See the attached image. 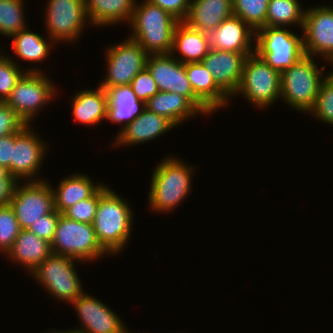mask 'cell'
I'll use <instances>...</instances> for the list:
<instances>
[{
  "mask_svg": "<svg viewBox=\"0 0 333 333\" xmlns=\"http://www.w3.org/2000/svg\"><path fill=\"white\" fill-rule=\"evenodd\" d=\"M233 15L232 0H191L183 22L192 29L209 34Z\"/></svg>",
  "mask_w": 333,
  "mask_h": 333,
  "instance_id": "ffe728a7",
  "label": "cell"
},
{
  "mask_svg": "<svg viewBox=\"0 0 333 333\" xmlns=\"http://www.w3.org/2000/svg\"><path fill=\"white\" fill-rule=\"evenodd\" d=\"M176 156H165L153 170L147 203L152 211L170 213L191 193L193 173L190 166Z\"/></svg>",
  "mask_w": 333,
  "mask_h": 333,
  "instance_id": "7a4b0ae2",
  "label": "cell"
},
{
  "mask_svg": "<svg viewBox=\"0 0 333 333\" xmlns=\"http://www.w3.org/2000/svg\"><path fill=\"white\" fill-rule=\"evenodd\" d=\"M79 260L51 254L30 273L55 300L72 303L84 291L75 267Z\"/></svg>",
  "mask_w": 333,
  "mask_h": 333,
  "instance_id": "52a82bcc",
  "label": "cell"
},
{
  "mask_svg": "<svg viewBox=\"0 0 333 333\" xmlns=\"http://www.w3.org/2000/svg\"><path fill=\"white\" fill-rule=\"evenodd\" d=\"M53 254L90 262L108 253L99 244L93 224L77 222L60 214L53 241Z\"/></svg>",
  "mask_w": 333,
  "mask_h": 333,
  "instance_id": "8992f818",
  "label": "cell"
},
{
  "mask_svg": "<svg viewBox=\"0 0 333 333\" xmlns=\"http://www.w3.org/2000/svg\"><path fill=\"white\" fill-rule=\"evenodd\" d=\"M13 134L0 137V167H3L11 174Z\"/></svg>",
  "mask_w": 333,
  "mask_h": 333,
  "instance_id": "b9f144b4",
  "label": "cell"
},
{
  "mask_svg": "<svg viewBox=\"0 0 333 333\" xmlns=\"http://www.w3.org/2000/svg\"><path fill=\"white\" fill-rule=\"evenodd\" d=\"M27 124L5 102L0 101V137L21 131Z\"/></svg>",
  "mask_w": 333,
  "mask_h": 333,
  "instance_id": "74e56055",
  "label": "cell"
},
{
  "mask_svg": "<svg viewBox=\"0 0 333 333\" xmlns=\"http://www.w3.org/2000/svg\"><path fill=\"white\" fill-rule=\"evenodd\" d=\"M90 293H82L71 305L75 308L81 326L78 333H130L125 323L104 302ZM132 333V332H131Z\"/></svg>",
  "mask_w": 333,
  "mask_h": 333,
  "instance_id": "2e32d148",
  "label": "cell"
},
{
  "mask_svg": "<svg viewBox=\"0 0 333 333\" xmlns=\"http://www.w3.org/2000/svg\"><path fill=\"white\" fill-rule=\"evenodd\" d=\"M280 73L255 53L244 63L240 84L233 95L243 96L254 107L267 108L280 100Z\"/></svg>",
  "mask_w": 333,
  "mask_h": 333,
  "instance_id": "ba28073f",
  "label": "cell"
},
{
  "mask_svg": "<svg viewBox=\"0 0 333 333\" xmlns=\"http://www.w3.org/2000/svg\"><path fill=\"white\" fill-rule=\"evenodd\" d=\"M254 53L280 74L305 56L303 36L289 27L263 26L255 31Z\"/></svg>",
  "mask_w": 333,
  "mask_h": 333,
  "instance_id": "5b68a950",
  "label": "cell"
},
{
  "mask_svg": "<svg viewBox=\"0 0 333 333\" xmlns=\"http://www.w3.org/2000/svg\"><path fill=\"white\" fill-rule=\"evenodd\" d=\"M174 127L176 126L165 117L145 108L137 118L118 132L116 140L112 143V148L139 145V143L156 140Z\"/></svg>",
  "mask_w": 333,
  "mask_h": 333,
  "instance_id": "ac0fdd59",
  "label": "cell"
},
{
  "mask_svg": "<svg viewBox=\"0 0 333 333\" xmlns=\"http://www.w3.org/2000/svg\"><path fill=\"white\" fill-rule=\"evenodd\" d=\"M299 0H270L266 14V26L290 27L302 29L305 9Z\"/></svg>",
  "mask_w": 333,
  "mask_h": 333,
  "instance_id": "f546056e",
  "label": "cell"
},
{
  "mask_svg": "<svg viewBox=\"0 0 333 333\" xmlns=\"http://www.w3.org/2000/svg\"><path fill=\"white\" fill-rule=\"evenodd\" d=\"M107 73L98 84L105 90L117 86L130 85L132 79L146 67L148 53L131 38L119 44L107 46Z\"/></svg>",
  "mask_w": 333,
  "mask_h": 333,
  "instance_id": "8fae6325",
  "label": "cell"
},
{
  "mask_svg": "<svg viewBox=\"0 0 333 333\" xmlns=\"http://www.w3.org/2000/svg\"><path fill=\"white\" fill-rule=\"evenodd\" d=\"M315 58L305 55L280 75V98H283L290 108L303 114H309L313 108L321 84L328 76L323 73L326 66L319 68Z\"/></svg>",
  "mask_w": 333,
  "mask_h": 333,
  "instance_id": "277c9868",
  "label": "cell"
},
{
  "mask_svg": "<svg viewBox=\"0 0 333 333\" xmlns=\"http://www.w3.org/2000/svg\"><path fill=\"white\" fill-rule=\"evenodd\" d=\"M18 182L7 169L0 167V206L11 203Z\"/></svg>",
  "mask_w": 333,
  "mask_h": 333,
  "instance_id": "60d3db41",
  "label": "cell"
},
{
  "mask_svg": "<svg viewBox=\"0 0 333 333\" xmlns=\"http://www.w3.org/2000/svg\"><path fill=\"white\" fill-rule=\"evenodd\" d=\"M148 110L165 117L176 127L188 118L202 113L184 96L166 91H158L145 102Z\"/></svg>",
  "mask_w": 333,
  "mask_h": 333,
  "instance_id": "4316f807",
  "label": "cell"
},
{
  "mask_svg": "<svg viewBox=\"0 0 333 333\" xmlns=\"http://www.w3.org/2000/svg\"><path fill=\"white\" fill-rule=\"evenodd\" d=\"M301 30L305 55H319L330 64L333 61V7L324 4L308 7Z\"/></svg>",
  "mask_w": 333,
  "mask_h": 333,
  "instance_id": "9a60e30c",
  "label": "cell"
},
{
  "mask_svg": "<svg viewBox=\"0 0 333 333\" xmlns=\"http://www.w3.org/2000/svg\"><path fill=\"white\" fill-rule=\"evenodd\" d=\"M270 0H232L233 14L242 19L252 30L266 26Z\"/></svg>",
  "mask_w": 333,
  "mask_h": 333,
  "instance_id": "1f68e13d",
  "label": "cell"
},
{
  "mask_svg": "<svg viewBox=\"0 0 333 333\" xmlns=\"http://www.w3.org/2000/svg\"><path fill=\"white\" fill-rule=\"evenodd\" d=\"M46 333H78V332L70 329L68 331L65 330L63 332H62V330H55V331L52 330V331H49V332H46Z\"/></svg>",
  "mask_w": 333,
  "mask_h": 333,
  "instance_id": "7bdbcfd3",
  "label": "cell"
},
{
  "mask_svg": "<svg viewBox=\"0 0 333 333\" xmlns=\"http://www.w3.org/2000/svg\"><path fill=\"white\" fill-rule=\"evenodd\" d=\"M12 40V51L20 60L28 62H42L46 60L51 51V44L55 43L49 38L43 37L41 34L30 31L29 28L20 30L18 33L10 37ZM49 40V41H48Z\"/></svg>",
  "mask_w": 333,
  "mask_h": 333,
  "instance_id": "f1b7e54d",
  "label": "cell"
},
{
  "mask_svg": "<svg viewBox=\"0 0 333 333\" xmlns=\"http://www.w3.org/2000/svg\"><path fill=\"white\" fill-rule=\"evenodd\" d=\"M55 84L43 72H26L17 82L5 103L29 125L42 108L57 95Z\"/></svg>",
  "mask_w": 333,
  "mask_h": 333,
  "instance_id": "9c48e42d",
  "label": "cell"
},
{
  "mask_svg": "<svg viewBox=\"0 0 333 333\" xmlns=\"http://www.w3.org/2000/svg\"><path fill=\"white\" fill-rule=\"evenodd\" d=\"M44 20L46 34L54 43L78 41L82 36L87 17L85 0H48ZM88 21V22H87Z\"/></svg>",
  "mask_w": 333,
  "mask_h": 333,
  "instance_id": "30bf717a",
  "label": "cell"
},
{
  "mask_svg": "<svg viewBox=\"0 0 333 333\" xmlns=\"http://www.w3.org/2000/svg\"><path fill=\"white\" fill-rule=\"evenodd\" d=\"M253 53L211 48L202 63L212 74L217 86L231 99L240 84L244 63Z\"/></svg>",
  "mask_w": 333,
  "mask_h": 333,
  "instance_id": "e0dca14e",
  "label": "cell"
},
{
  "mask_svg": "<svg viewBox=\"0 0 333 333\" xmlns=\"http://www.w3.org/2000/svg\"><path fill=\"white\" fill-rule=\"evenodd\" d=\"M99 201V189L90 197L66 209L62 214L77 222L92 224Z\"/></svg>",
  "mask_w": 333,
  "mask_h": 333,
  "instance_id": "d590c367",
  "label": "cell"
},
{
  "mask_svg": "<svg viewBox=\"0 0 333 333\" xmlns=\"http://www.w3.org/2000/svg\"><path fill=\"white\" fill-rule=\"evenodd\" d=\"M309 113L319 121L333 126V76L330 73L322 82L314 106Z\"/></svg>",
  "mask_w": 333,
  "mask_h": 333,
  "instance_id": "836d02e7",
  "label": "cell"
},
{
  "mask_svg": "<svg viewBox=\"0 0 333 333\" xmlns=\"http://www.w3.org/2000/svg\"><path fill=\"white\" fill-rule=\"evenodd\" d=\"M210 48L231 52H254L255 31L238 16L225 19L209 33Z\"/></svg>",
  "mask_w": 333,
  "mask_h": 333,
  "instance_id": "d6986e66",
  "label": "cell"
},
{
  "mask_svg": "<svg viewBox=\"0 0 333 333\" xmlns=\"http://www.w3.org/2000/svg\"><path fill=\"white\" fill-rule=\"evenodd\" d=\"M328 65H330V66L332 65V67H333V61H332L330 64H328ZM332 69H333V68H332ZM332 69H331L330 74L333 76V72H332L333 70H332Z\"/></svg>",
  "mask_w": 333,
  "mask_h": 333,
  "instance_id": "ee69618b",
  "label": "cell"
},
{
  "mask_svg": "<svg viewBox=\"0 0 333 333\" xmlns=\"http://www.w3.org/2000/svg\"><path fill=\"white\" fill-rule=\"evenodd\" d=\"M180 21L169 12L149 1H136L129 23L131 35L149 54H169L173 46V33Z\"/></svg>",
  "mask_w": 333,
  "mask_h": 333,
  "instance_id": "3957f363",
  "label": "cell"
},
{
  "mask_svg": "<svg viewBox=\"0 0 333 333\" xmlns=\"http://www.w3.org/2000/svg\"><path fill=\"white\" fill-rule=\"evenodd\" d=\"M51 254V243L37 237L28 229H21L12 247L4 256L12 263L21 264L27 269L26 272L31 273Z\"/></svg>",
  "mask_w": 333,
  "mask_h": 333,
  "instance_id": "44dd1931",
  "label": "cell"
},
{
  "mask_svg": "<svg viewBox=\"0 0 333 333\" xmlns=\"http://www.w3.org/2000/svg\"><path fill=\"white\" fill-rule=\"evenodd\" d=\"M136 0H85L88 24L107 27L122 22L130 23ZM121 22V23H120Z\"/></svg>",
  "mask_w": 333,
  "mask_h": 333,
  "instance_id": "83f0119b",
  "label": "cell"
},
{
  "mask_svg": "<svg viewBox=\"0 0 333 333\" xmlns=\"http://www.w3.org/2000/svg\"><path fill=\"white\" fill-rule=\"evenodd\" d=\"M151 4L159 6L169 12L177 20L184 21L189 12L191 0H147Z\"/></svg>",
  "mask_w": 333,
  "mask_h": 333,
  "instance_id": "ab89813d",
  "label": "cell"
},
{
  "mask_svg": "<svg viewBox=\"0 0 333 333\" xmlns=\"http://www.w3.org/2000/svg\"><path fill=\"white\" fill-rule=\"evenodd\" d=\"M59 216L60 213L54 210L52 213L40 217V219L33 223L28 230L33 232L37 237L45 239L51 243L55 236Z\"/></svg>",
  "mask_w": 333,
  "mask_h": 333,
  "instance_id": "f35d334b",
  "label": "cell"
},
{
  "mask_svg": "<svg viewBox=\"0 0 333 333\" xmlns=\"http://www.w3.org/2000/svg\"><path fill=\"white\" fill-rule=\"evenodd\" d=\"M210 49L209 34L192 29L183 21L176 25L171 54L177 60L183 64L202 62ZM177 51L181 57L176 55Z\"/></svg>",
  "mask_w": 333,
  "mask_h": 333,
  "instance_id": "603a6c76",
  "label": "cell"
},
{
  "mask_svg": "<svg viewBox=\"0 0 333 333\" xmlns=\"http://www.w3.org/2000/svg\"><path fill=\"white\" fill-rule=\"evenodd\" d=\"M10 205L14 209L20 228L28 229L40 217L55 210L54 195L50 182L46 179L26 181V183L19 181Z\"/></svg>",
  "mask_w": 333,
  "mask_h": 333,
  "instance_id": "7c38bea8",
  "label": "cell"
},
{
  "mask_svg": "<svg viewBox=\"0 0 333 333\" xmlns=\"http://www.w3.org/2000/svg\"><path fill=\"white\" fill-rule=\"evenodd\" d=\"M130 86L137 98L146 102L159 90L151 72L145 67L131 81Z\"/></svg>",
  "mask_w": 333,
  "mask_h": 333,
  "instance_id": "8d00e7d4",
  "label": "cell"
},
{
  "mask_svg": "<svg viewBox=\"0 0 333 333\" xmlns=\"http://www.w3.org/2000/svg\"><path fill=\"white\" fill-rule=\"evenodd\" d=\"M20 231L13 207L10 204L0 206V253L8 252Z\"/></svg>",
  "mask_w": 333,
  "mask_h": 333,
  "instance_id": "e575fe53",
  "label": "cell"
},
{
  "mask_svg": "<svg viewBox=\"0 0 333 333\" xmlns=\"http://www.w3.org/2000/svg\"><path fill=\"white\" fill-rule=\"evenodd\" d=\"M185 72L195 96L212 112L226 108L230 99L215 83L202 62L186 63Z\"/></svg>",
  "mask_w": 333,
  "mask_h": 333,
  "instance_id": "7402d4cb",
  "label": "cell"
},
{
  "mask_svg": "<svg viewBox=\"0 0 333 333\" xmlns=\"http://www.w3.org/2000/svg\"><path fill=\"white\" fill-rule=\"evenodd\" d=\"M146 67L159 91L174 92L186 97L203 115L212 112L195 96L185 72V64L169 54L148 55Z\"/></svg>",
  "mask_w": 333,
  "mask_h": 333,
  "instance_id": "4fadbf2b",
  "label": "cell"
},
{
  "mask_svg": "<svg viewBox=\"0 0 333 333\" xmlns=\"http://www.w3.org/2000/svg\"><path fill=\"white\" fill-rule=\"evenodd\" d=\"M8 55V56H7ZM9 54L0 50V101L5 102L11 91L26 72H42L38 67L23 69Z\"/></svg>",
  "mask_w": 333,
  "mask_h": 333,
  "instance_id": "d6a6232c",
  "label": "cell"
},
{
  "mask_svg": "<svg viewBox=\"0 0 333 333\" xmlns=\"http://www.w3.org/2000/svg\"><path fill=\"white\" fill-rule=\"evenodd\" d=\"M126 199L107 184L99 188V201L93 226L96 238L108 255H117L129 242L133 226V209Z\"/></svg>",
  "mask_w": 333,
  "mask_h": 333,
  "instance_id": "6da1fadb",
  "label": "cell"
},
{
  "mask_svg": "<svg viewBox=\"0 0 333 333\" xmlns=\"http://www.w3.org/2000/svg\"><path fill=\"white\" fill-rule=\"evenodd\" d=\"M75 93L70 98V105L73 118L78 124L94 126L107 119L108 93L104 88H86Z\"/></svg>",
  "mask_w": 333,
  "mask_h": 333,
  "instance_id": "cb8c5ba5",
  "label": "cell"
},
{
  "mask_svg": "<svg viewBox=\"0 0 333 333\" xmlns=\"http://www.w3.org/2000/svg\"><path fill=\"white\" fill-rule=\"evenodd\" d=\"M106 91L108 93L106 120L117 125L123 123L120 131L146 108L145 102L137 98L130 85L107 88Z\"/></svg>",
  "mask_w": 333,
  "mask_h": 333,
  "instance_id": "d4e9b609",
  "label": "cell"
},
{
  "mask_svg": "<svg viewBox=\"0 0 333 333\" xmlns=\"http://www.w3.org/2000/svg\"><path fill=\"white\" fill-rule=\"evenodd\" d=\"M104 183L91 180L89 175L75 173L64 177L56 188L52 187L54 208L60 214L77 202L90 198Z\"/></svg>",
  "mask_w": 333,
  "mask_h": 333,
  "instance_id": "484cf974",
  "label": "cell"
},
{
  "mask_svg": "<svg viewBox=\"0 0 333 333\" xmlns=\"http://www.w3.org/2000/svg\"><path fill=\"white\" fill-rule=\"evenodd\" d=\"M24 1L0 0V35L9 38L28 27L24 18Z\"/></svg>",
  "mask_w": 333,
  "mask_h": 333,
  "instance_id": "4dcf8cb0",
  "label": "cell"
},
{
  "mask_svg": "<svg viewBox=\"0 0 333 333\" xmlns=\"http://www.w3.org/2000/svg\"><path fill=\"white\" fill-rule=\"evenodd\" d=\"M38 135L30 124L13 134L11 175L18 181H41L36 177L46 157L48 144Z\"/></svg>",
  "mask_w": 333,
  "mask_h": 333,
  "instance_id": "5bb4252c",
  "label": "cell"
}]
</instances>
